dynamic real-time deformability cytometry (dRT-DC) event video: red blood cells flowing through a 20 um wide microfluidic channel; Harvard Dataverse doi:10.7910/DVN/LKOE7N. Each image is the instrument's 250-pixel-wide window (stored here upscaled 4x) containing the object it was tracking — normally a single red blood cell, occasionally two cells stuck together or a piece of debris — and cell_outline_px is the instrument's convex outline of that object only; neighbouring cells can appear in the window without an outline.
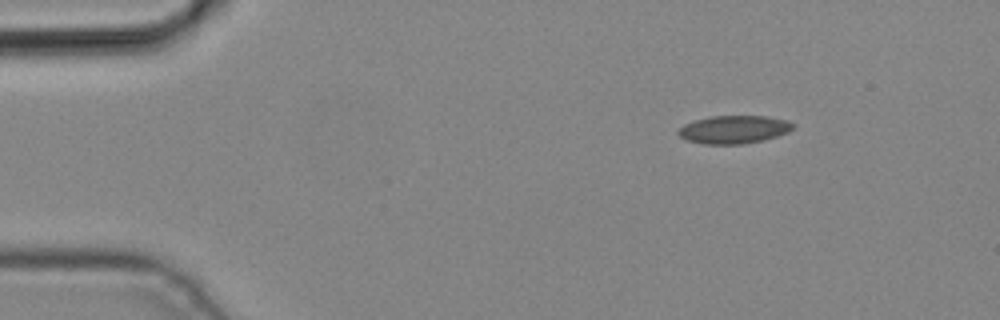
{"species": "common noctule bat (a hibernating species)", "species_latin": "Nyctalus noctula", "temperature_condition": "cold", "stored_images_in_passage": 3, "camera_frame_rate_fps": 3000, "um_per_image_px": 0.085, "animal": {"sex": "male", "body_mass_g": 19.2, "forearm_length_mm": 51.8}, "frame": {"image": 1, "passage_image": 1, "time_ms": 0.0, "image_size_px": [1000, 320], "cell_outline_px": [[796, 124], [788, 132], [764, 140], [744, 144], [704, 144], [688, 140], [680, 136], [676, 132], [684, 124], [708, 116], [768, 116], [788, 120]], "centroid_in_image_um": [62.4, 11.0], "position_along_channel_um": 22.6, "area_um2": 18.79}}
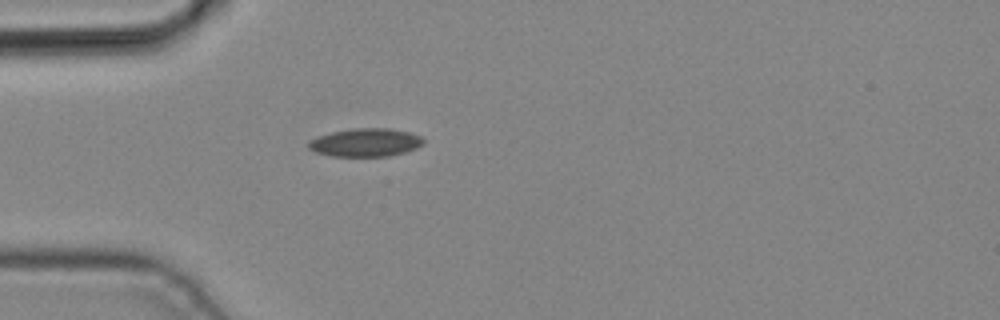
{"frame": {"image": 2, "passage_image": 3, "time_ms": 0.667, "image_size_px": [1000, 320], "cell_outline_px": [[424, 144], [416, 148], [404, 152], [388, 156], [332, 156], [316, 152], [308, 148], [308, 140], [316, 136], [332, 132], [352, 128], [388, 128], [408, 132], [420, 136], [424, 140]], "centroid_in_image_um": [31.04, 12.11], "position_along_channel_um": 54.0, "area_um2": 18.9}}